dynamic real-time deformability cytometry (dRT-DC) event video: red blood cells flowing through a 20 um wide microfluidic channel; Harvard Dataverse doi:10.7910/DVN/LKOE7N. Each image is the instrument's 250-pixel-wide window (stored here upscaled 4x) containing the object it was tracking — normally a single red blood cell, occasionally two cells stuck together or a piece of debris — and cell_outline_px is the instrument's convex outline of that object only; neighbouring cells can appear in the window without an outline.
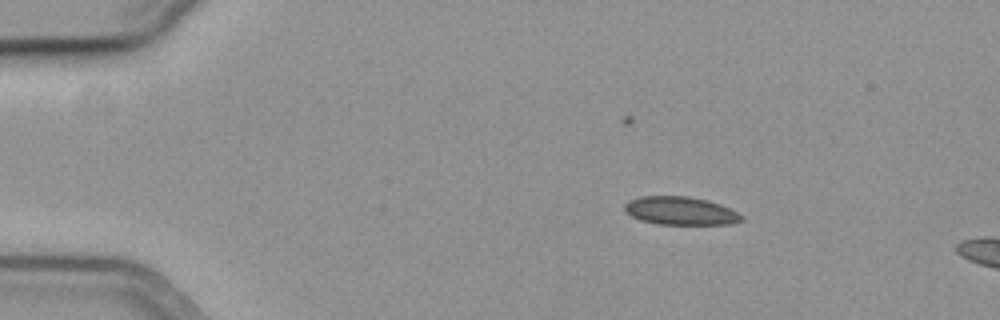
{"species": "common noctule bat (a hibernating species)", "species_latin": "Nyctalus noctula", "temperature_condition": "cold", "stored_images_in_passage": 58, "segment_of_instrument_passage": [1, 2], "camera_frame_rate_fps": 3000, "um_per_image_px": 0.085, "animal": {"sex": "female", "body_mass_g": 19.3, "forearm_length_mm": 54.1}, "frame": {"image": 1, "passage_image": 10, "time_ms": 3.0, "image_size_px": [1000, 320], "cell_outline_px": [[744, 220], [732, 224], [656, 224], [640, 220], [624, 212], [624, 204], [628, 200], [640, 196], [688, 196], [708, 200], [720, 204], [744, 216]], "centroid_in_image_um": [57.82, 17.92], "position_along_channel_um": 27.2, "area_um2": 19.36}}
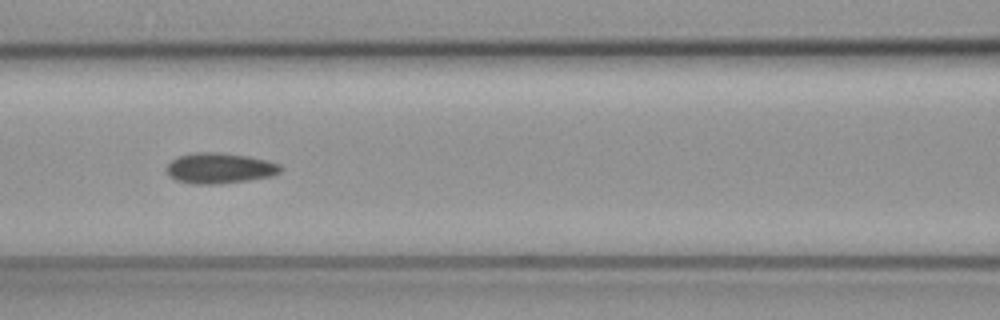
{"frame": {"image": 2, "passage_image": 26, "time_ms": 8.333, "image_size_px": [1000, 320], "cell_outline_px": [[284, 168], [280, 172], [272, 176], [248, 180], [220, 184], [192, 184], [176, 180], [168, 176], [164, 168], [172, 160], [180, 156], [196, 152], [220, 152], [248, 156], [280, 164]], "centroid_in_image_um": [18.65, 14.3], "position_along_channel_um": 147.9, "area_um2": 20.46}}
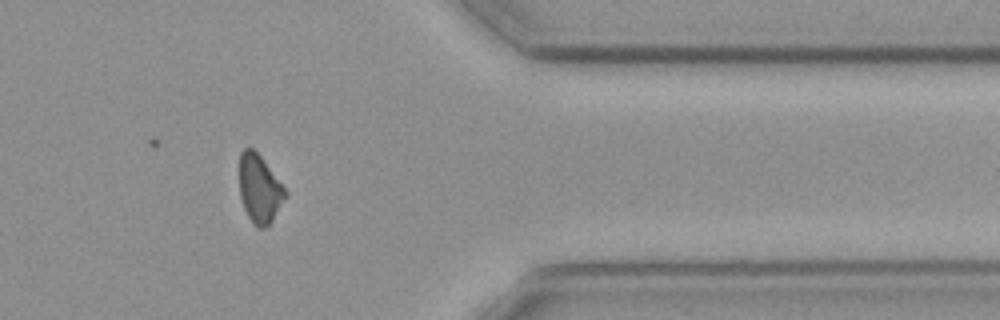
{"frame": {"image": 3, "passage_image": 47, "time_ms": 15.333, "image_size_px": [1000, 320], "cell_outline_px": [[288, 196], [272, 220], [264, 228], [260, 228], [252, 224], [244, 208], [240, 196], [240, 152], [244, 148], [252, 148], [260, 156], [288, 192]], "centroid_in_image_um": [22.07, 16.07], "position_along_channel_um": 389.3, "area_um2": 18.09}}